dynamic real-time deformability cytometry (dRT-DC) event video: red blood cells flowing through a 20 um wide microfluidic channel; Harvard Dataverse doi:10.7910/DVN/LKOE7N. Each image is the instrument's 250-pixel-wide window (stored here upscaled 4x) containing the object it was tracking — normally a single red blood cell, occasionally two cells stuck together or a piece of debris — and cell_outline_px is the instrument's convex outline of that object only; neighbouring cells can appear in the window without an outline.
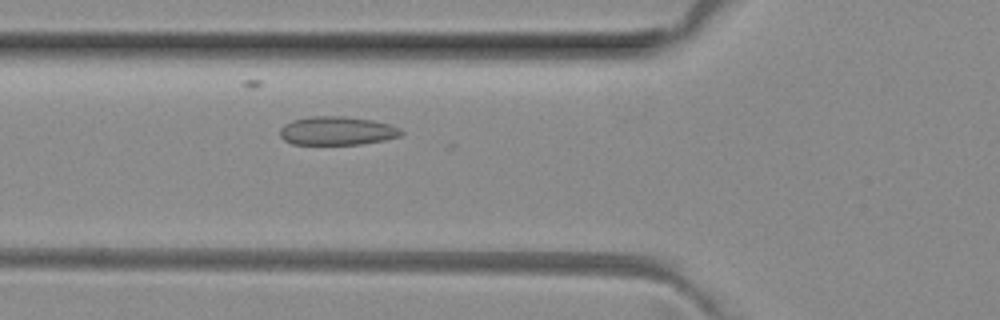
{"species": "common noctule bat (a hibernating species)", "species_latin": "Nyctalus noctula", "temperature_condition": "room temperature", "stored_images_in_passage": 35, "camera_frame_rate_fps": 3000, "um_per_image_px": 0.085, "animal": {"sex": "female", "body_mass_g": 29.2, "forearm_length_mm": 56.3}, "frame": {"image": 1, "passage_image": 12, "time_ms": 3.667, "image_size_px": [1000, 320], "cell_outline_px": [[404, 132], [400, 136], [384, 140], [360, 144], [292, 144], [284, 140], [280, 136], [280, 128], [284, 124], [292, 120], [308, 116], [344, 116], [372, 120], [388, 124], [400, 128]], "centroid_in_image_um": [28.62, 11.11], "position_along_channel_um": 97.2, "area_um2": 20.23}}
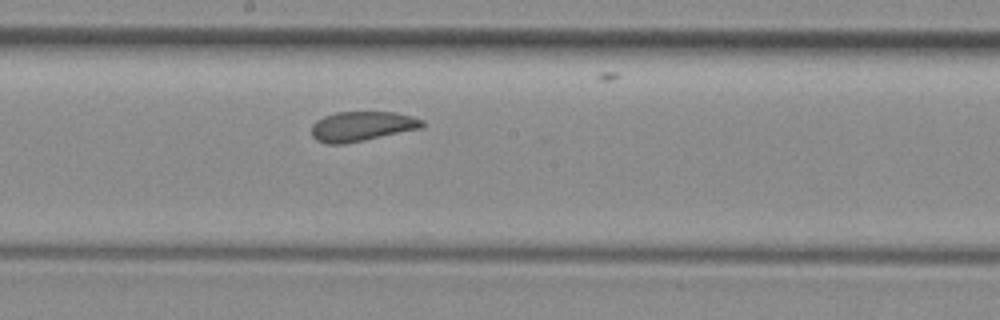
{"frame": {"image": 2, "passage_image": 21, "time_ms": 6.667, "image_size_px": [1000, 320], "cell_outline_px": [[424, 128], [344, 144], [328, 144], [316, 140], [312, 136], [312, 124], [316, 120], [324, 116], [336, 112], [396, 112], [412, 116], [424, 120]], "centroid_in_image_um": [30.78, 10.73], "position_along_channel_um": 217.4, "area_um2": 19.36}}
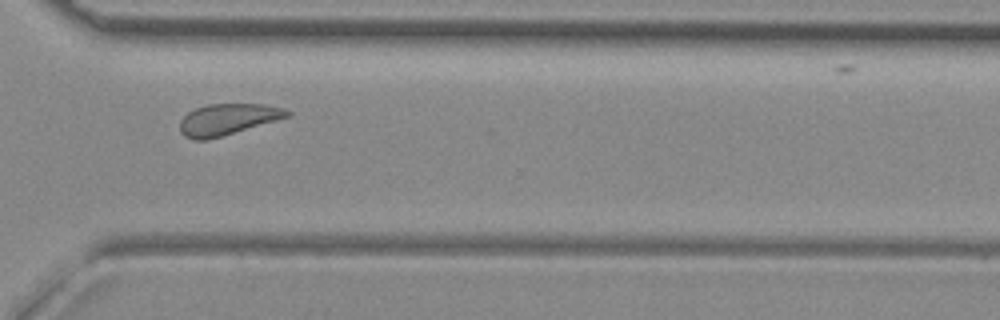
{"frame": {"image": 3, "passage_image": 31, "time_ms": 10.0, "image_size_px": [1000, 320], "cell_outline_px": [[292, 116], [208, 140], [192, 140], [184, 136], [180, 132], [180, 120], [188, 112], [196, 108], [208, 104], [264, 104], [284, 108], [292, 112]], "centroid_in_image_um": [19.37, 10.15], "position_along_channel_um": 351.2, "area_um2": 19.71}}